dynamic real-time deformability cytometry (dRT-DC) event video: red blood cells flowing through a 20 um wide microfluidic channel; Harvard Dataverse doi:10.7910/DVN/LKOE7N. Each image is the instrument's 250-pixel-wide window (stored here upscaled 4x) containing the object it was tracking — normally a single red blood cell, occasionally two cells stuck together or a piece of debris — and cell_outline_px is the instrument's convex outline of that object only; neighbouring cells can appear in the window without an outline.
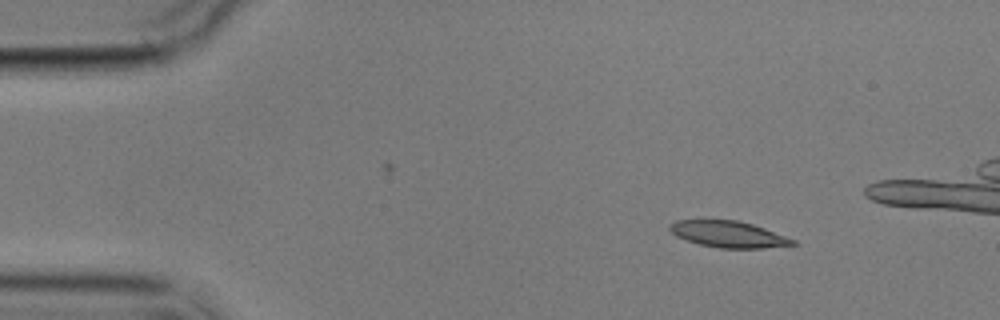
{"species": "common noctule bat (a hibernating species)", "species_latin": "Nyctalus noctula", "temperature_condition": "cold", "stored_images_in_passage": 8, "camera_frame_rate_fps": 3000, "um_per_image_px": 0.085, "animal": {"sex": "male", "body_mass_g": 17.9}, "frame": {"image": 1, "passage_image": 1, "time_ms": 0.0, "image_size_px": [1000, 320], "cell_outline_px": [[800, 244], [764, 248], [720, 248], [700, 244], [676, 236], [668, 228], [668, 224], [676, 220], [736, 220], [752, 224], [764, 228], [796, 240]], "centroid_in_image_um": [61.93, 19.91], "position_along_channel_um": 23.1, "area_um2": 18.84}}
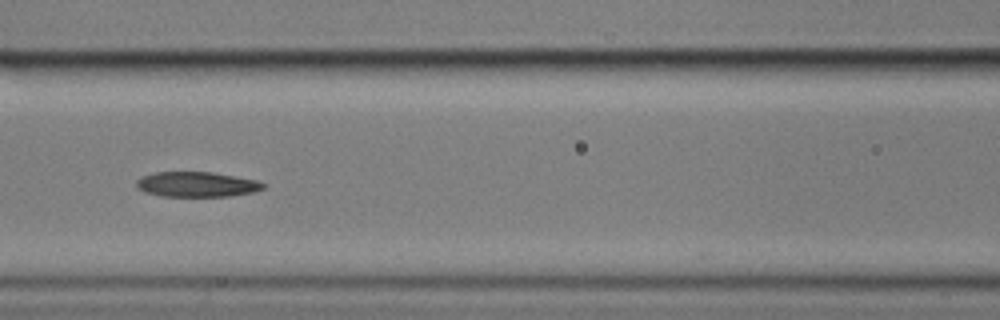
{"frame": {"image": 2, "passage_image": 6, "time_ms": 5.667, "image_size_px": [1000, 320], "cell_outline_px": [[264, 188], [252, 192], [228, 196], [160, 196], [144, 192], [136, 188], [136, 180], [140, 176], [152, 172], [212, 172], [256, 180], [264, 184]], "centroid_in_image_um": [16.63, 15.66], "position_along_channel_um": 150.0, "area_um2": 18.55}}
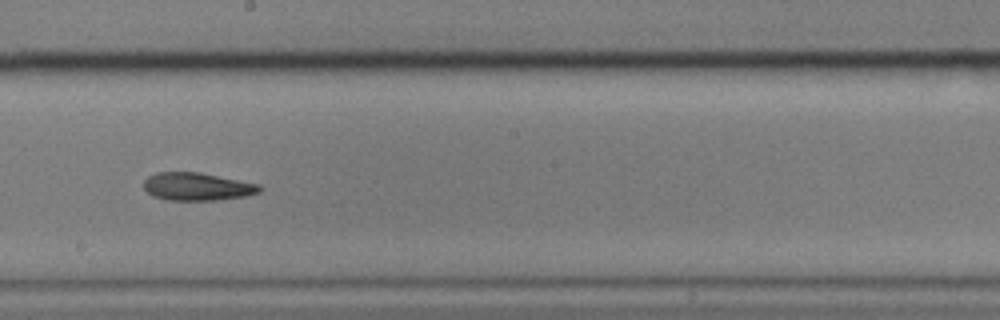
{"frame": {"image": 3, "passage_image": 8, "time_ms": 8.0, "image_size_px": [1000, 320], "cell_outline_px": [[264, 188], [260, 192], [248, 196], [220, 200], [168, 200], [152, 196], [144, 188], [144, 180], [148, 176], [156, 172], [200, 172], [260, 184]], "centroid_in_image_um": [16.8, 15.86], "position_along_channel_um": 231.4, "area_um2": 19.07}}